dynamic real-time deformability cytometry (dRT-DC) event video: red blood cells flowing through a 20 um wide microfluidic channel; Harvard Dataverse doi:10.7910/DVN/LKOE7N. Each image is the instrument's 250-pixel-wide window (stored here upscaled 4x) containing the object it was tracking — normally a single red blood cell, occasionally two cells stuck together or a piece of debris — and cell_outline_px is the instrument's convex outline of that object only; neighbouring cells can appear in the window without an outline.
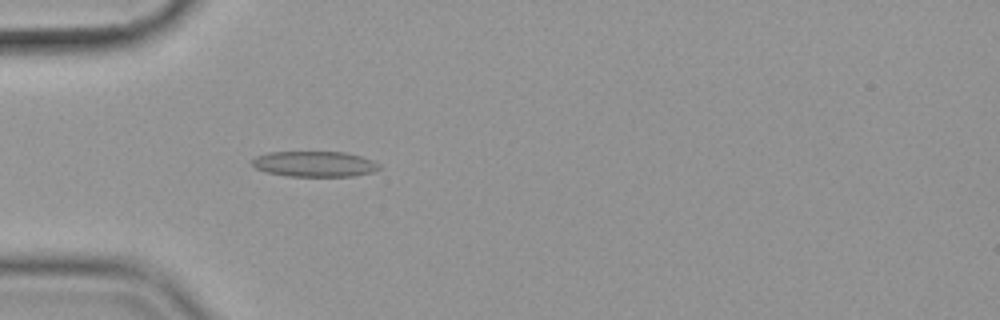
{"species": "common noctule bat (a hibernating species)", "species_latin": "Nyctalus noctula", "temperature_condition": "cold", "stored_images_in_passage": 41, "camera_frame_rate_fps": 3000, "um_per_image_px": 0.085, "animal": {"sex": "female", "body_mass_g": 19.9}, "frame": {"image": 1, "passage_image": 10, "time_ms": 3.0, "image_size_px": [1000, 320], "cell_outline_px": [[380, 168], [372, 172], [352, 176], [288, 176], [264, 172], [256, 168], [252, 164], [252, 160], [256, 156], [268, 152], [344, 152], [360, 156], [372, 160], [380, 164]], "centroid_in_image_um": [26.72, 13.94], "position_along_channel_um": 58.3, "area_um2": 18.9}}
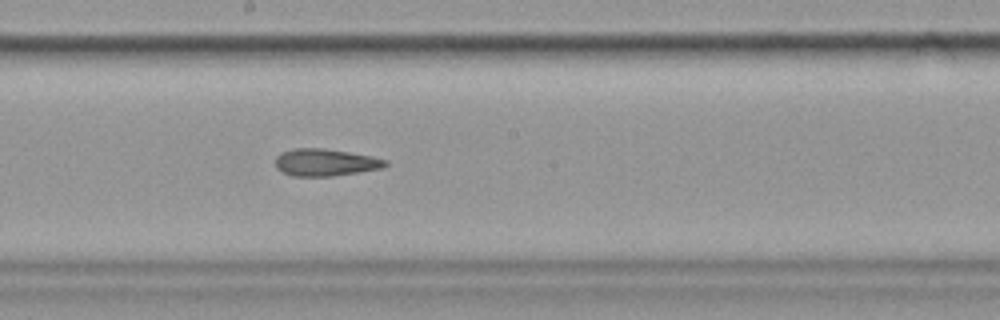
{"frame": {"image": 2, "passage_image": 24, "time_ms": 7.667, "image_size_px": [1000, 320], "cell_outline_px": [[388, 164], [384, 168], [360, 172], [332, 176], [292, 176], [276, 168], [276, 156], [280, 152], [296, 148], [324, 148], [372, 156], [388, 160]], "centroid_in_image_um": [27.68, 13.8], "position_along_channel_um": 220.5, "area_um2": 17.51}}
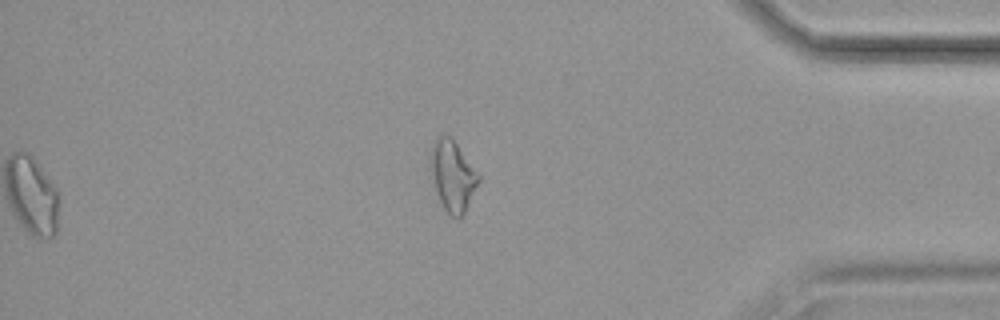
{"frame": {"image": 3, "passage_image": 41, "time_ms": 13.333, "image_size_px": [1000, 320], "cell_outline_px": [[480, 180], [464, 212], [456, 220], [444, 208], [436, 192], [428, 168], [428, 152], [436, 136], [444, 132], [452, 136], [480, 176]], "centroid_in_image_um": [38.41, 14.84], "position_along_channel_um": 396.8, "area_um2": 20.29}, "authors_computed_cell_mechanics": {"area_um2": 17.8602, "velocity_mm_per_s": 3.5933, "shape_relaxation_time_tau1_ms": null, "shape_relaxation_time_tau2_ms": 4.3833, "deformation_change_tau1": null, "deformation_change_tau2": 0.1479}}